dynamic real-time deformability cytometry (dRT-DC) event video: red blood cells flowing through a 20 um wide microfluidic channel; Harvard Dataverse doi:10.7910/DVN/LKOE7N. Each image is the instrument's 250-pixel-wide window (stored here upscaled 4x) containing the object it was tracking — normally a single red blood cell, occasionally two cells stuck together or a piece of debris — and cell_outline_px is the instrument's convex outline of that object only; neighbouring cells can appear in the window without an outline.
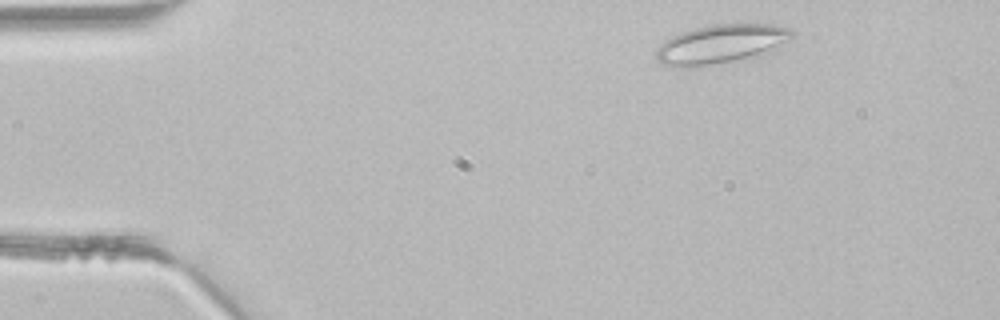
{"species": "common noctule bat (a hibernating species)", "species_latin": "Nyctalus noctula", "temperature_condition": "room temperature", "stored_images_in_passage": 3, "camera_frame_rate_fps": 3000, "um_per_image_px": 0.085, "animal": {"sex": "male", "body_mass_g": 21.5, "forearm_length_mm": 52.0}, "frame": {"image": 1, "passage_image": 1, "time_ms": 0.0, "image_size_px": [1000, 320], "cell_outline_px": [[796, 36], [772, 48], [748, 56], [732, 60], [688, 68], [660, 64], [656, 60], [656, 52], [660, 44], [664, 40], [672, 36], [696, 28], [712, 24], [768, 24], [792, 28], [796, 32]], "centroid_in_image_um": [61.23, 3.72], "position_along_channel_um": 23.8, "area_um2": 30.06}}